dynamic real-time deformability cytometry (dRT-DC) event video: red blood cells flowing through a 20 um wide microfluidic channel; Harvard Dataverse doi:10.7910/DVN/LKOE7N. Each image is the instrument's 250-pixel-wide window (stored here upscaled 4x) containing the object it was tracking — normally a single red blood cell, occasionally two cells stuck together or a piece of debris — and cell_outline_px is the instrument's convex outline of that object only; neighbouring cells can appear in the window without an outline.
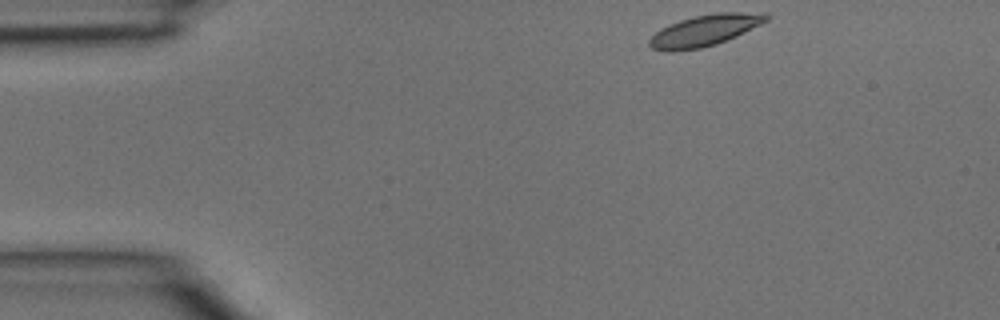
{"species": "common noctule bat (a hibernating species)", "species_latin": "Nyctalus noctula", "temperature_condition": "room temperature", "stored_images_in_passage": 4, "camera_frame_rate_fps": 3000, "um_per_image_px": 0.085, "animal": {"sex": "male", "body_mass_g": 15.6}, "frame": {"image": 1, "passage_image": 1, "time_ms": 0.0, "image_size_px": [1000, 320], "cell_outline_px": [[768, 20], [736, 36], [716, 44], [700, 48], [672, 52], [664, 52], [652, 48], [648, 44], [648, 40], [660, 28], [668, 24], [692, 16], [716, 12], [768, 12]], "centroid_in_image_um": [59.87, 2.58], "position_along_channel_um": 25.1, "area_um2": 21.5}}
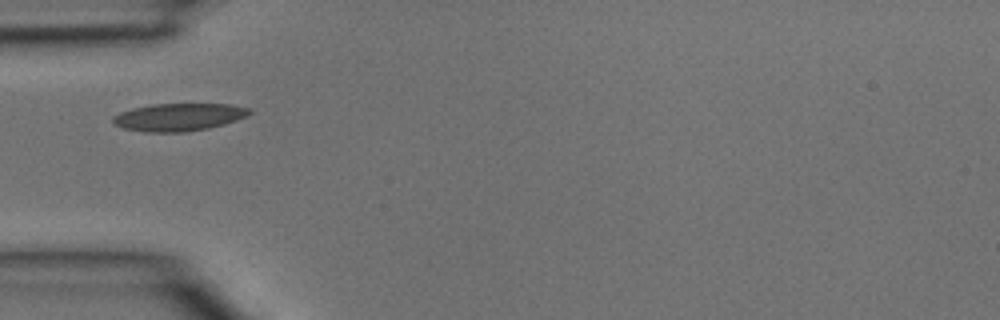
{"frame": {"image": 2, "passage_image": 3, "time_ms": 0.667, "image_size_px": [1000, 320], "cell_outline_px": [[252, 112], [248, 116], [224, 124], [208, 128], [184, 132], [144, 132], [124, 128], [116, 124], [112, 120], [112, 116], [120, 112], [132, 108], [152, 104], [228, 104], [252, 108]], "centroid_in_image_um": [15.22, 9.95], "position_along_channel_um": 69.8, "area_um2": 22.02}}